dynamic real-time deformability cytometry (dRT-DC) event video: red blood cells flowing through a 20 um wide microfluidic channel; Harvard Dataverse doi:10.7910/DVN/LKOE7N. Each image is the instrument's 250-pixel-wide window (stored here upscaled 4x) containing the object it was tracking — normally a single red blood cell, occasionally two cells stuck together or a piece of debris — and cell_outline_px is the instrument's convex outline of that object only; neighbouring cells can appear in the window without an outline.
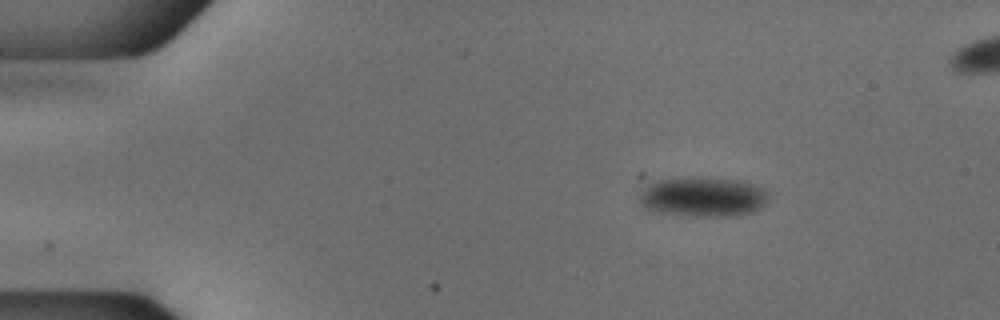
{"species": "common noctule bat (a hibernating species)", "species_latin": "Nyctalus noctula", "temperature_condition": "cold", "stored_images_in_passage": 35, "camera_frame_rate_fps": 3000, "um_per_image_px": 0.085, "animal": {"sex": "male", "body_mass_g": 18.8}, "frame": {"image": 1, "passage_image": 1, "time_ms": 0.0, "image_size_px": [1000, 320], "cell_outline_px": [[772, 196], [760, 208], [752, 212], [728, 216], [688, 216], [652, 212], [640, 200], [640, 196], [652, 184], [664, 180], [688, 176], [696, 176], [736, 180], [752, 184], [764, 188]], "centroid_in_image_um": [59.84, 16.74], "position_along_channel_um": 25.2, "area_um2": 29.71}}
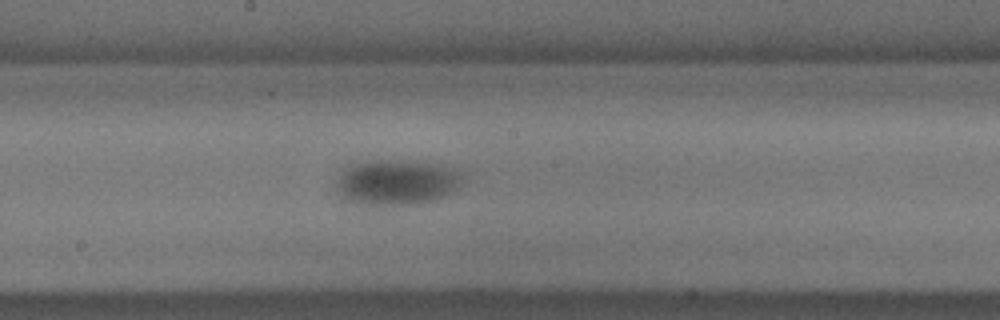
{"frame": {"image": 2, "passage_image": 22, "time_ms": 7.0, "image_size_px": [1000, 320], "cell_outline_px": [[464, 176], [460, 184], [452, 192], [432, 200], [408, 204], [368, 204], [344, 200], [336, 188], [336, 180], [348, 168], [356, 164], [372, 160], [380, 160], [428, 164], [456, 172]], "centroid_in_image_um": [33.64, 15.52], "position_along_channel_um": 214.6, "area_um2": 31.73}}
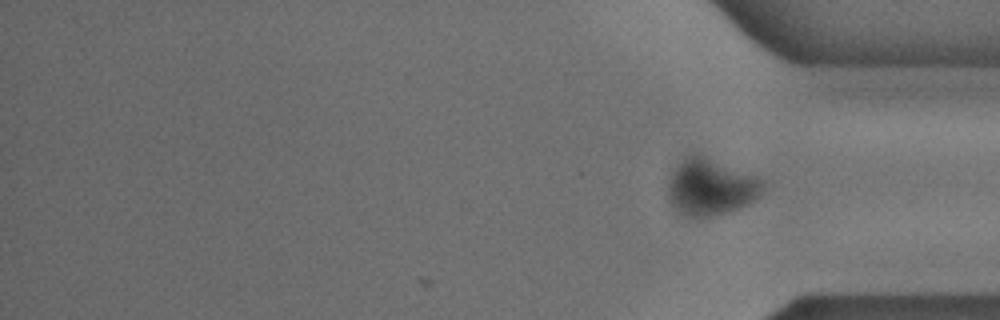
{"frame": {"image": 3, "passage_image": 35, "time_ms": 11.333, "image_size_px": [1000, 320], "cell_outline_px": [[764, 188], [748, 204], [724, 212], [708, 216], [688, 216], [680, 212], [668, 200], [668, 180], [672, 172], [688, 156], [700, 156], [764, 180]], "centroid_in_image_um": [60.37, 15.94], "position_along_channel_um": 374.8, "area_um2": 29.65}}